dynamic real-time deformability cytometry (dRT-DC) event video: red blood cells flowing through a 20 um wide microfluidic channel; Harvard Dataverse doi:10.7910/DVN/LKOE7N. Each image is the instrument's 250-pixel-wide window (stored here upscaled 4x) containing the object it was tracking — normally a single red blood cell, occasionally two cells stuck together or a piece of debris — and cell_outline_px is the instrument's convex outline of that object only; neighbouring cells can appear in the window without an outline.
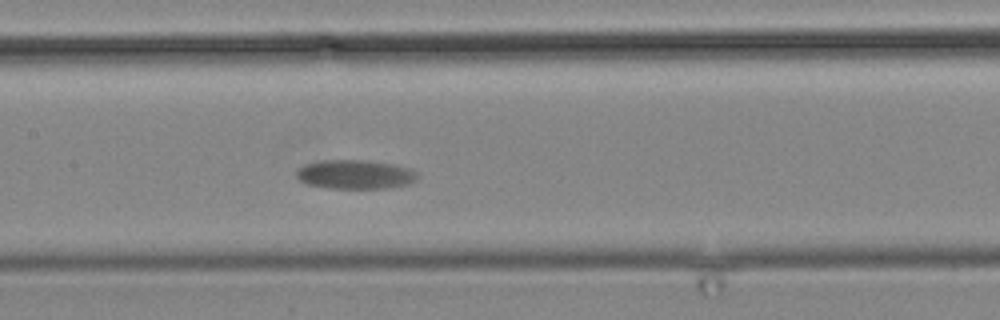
{"species": "common noctule bat (a hibernating species)", "species_latin": "Nyctalus noctula", "temperature_condition": "cold", "stored_images_in_passage": 6, "segment_of_instrument_passage": [1, 2], "camera_frame_rate_fps": 3000, "um_per_image_px": 0.085, "animal": {"sex": "male", "body_mass_g": 19.2, "forearm_length_mm": 51.8}, "frame": {"image": 1, "passage_image": 5, "time_ms": 5.0, "image_size_px": [1000, 320], "cell_outline_px": [[416, 180], [408, 184], [388, 188], [332, 188], [308, 184], [300, 180], [296, 176], [296, 172], [304, 164], [324, 160], [364, 160], [392, 164], [408, 168], [416, 172]], "centroid_in_image_um": [30.18, 14.82], "position_along_channel_um": 177.2, "area_um2": 20.23}}